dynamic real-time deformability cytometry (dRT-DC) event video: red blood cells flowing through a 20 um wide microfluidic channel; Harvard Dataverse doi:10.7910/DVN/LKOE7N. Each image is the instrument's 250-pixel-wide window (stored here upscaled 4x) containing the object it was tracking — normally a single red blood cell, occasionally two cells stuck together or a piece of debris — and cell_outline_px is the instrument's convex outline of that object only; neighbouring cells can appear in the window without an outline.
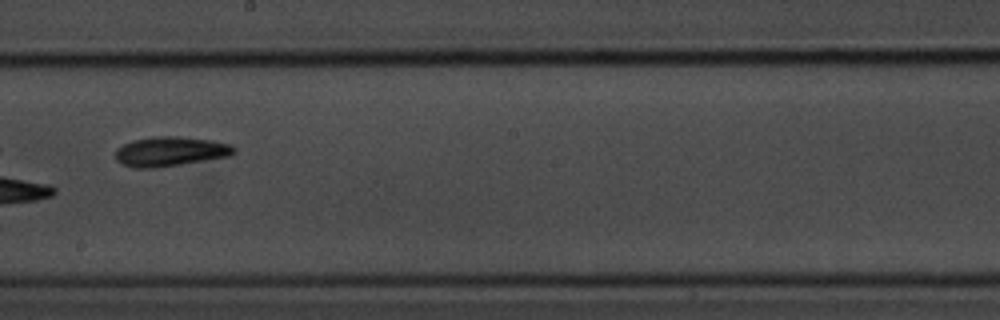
{"species": "common noctule bat (a hibernating species)", "species_latin": "Nyctalus noctula", "temperature_condition": "room temperature", "stored_images_in_passage": 22, "camera_frame_rate_fps": 3000, "um_per_image_px": 0.085, "animal": {"sex": "male", "body_mass_g": 20.1, "forearm_length_mm": 53.5}, "frame": {"image": 1, "passage_image": 13, "time_ms": 4.0, "image_size_px": [1000, 320], "cell_outline_px": [[236, 152], [232, 156], [180, 164], [152, 168], [136, 168], [120, 164], [116, 160], [116, 148], [132, 140], [152, 136], [180, 136], [212, 140], [232, 144], [236, 148]], "centroid_in_image_um": [14.5, 12.86], "position_along_channel_um": 233.7, "area_um2": 20.69}}